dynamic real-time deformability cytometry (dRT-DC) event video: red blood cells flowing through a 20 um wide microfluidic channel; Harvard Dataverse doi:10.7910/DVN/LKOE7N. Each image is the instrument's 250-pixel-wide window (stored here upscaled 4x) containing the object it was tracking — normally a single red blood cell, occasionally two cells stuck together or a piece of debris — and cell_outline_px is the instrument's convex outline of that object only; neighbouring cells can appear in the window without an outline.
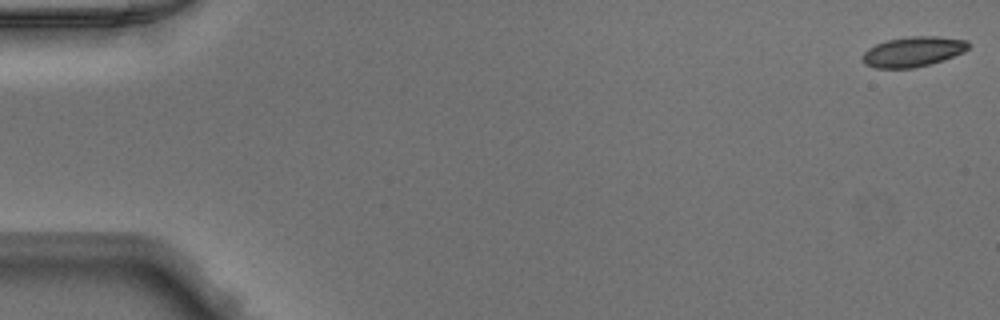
{"species": "Egyptian fruit bat (a non-hibernating species)", "species_latin": "Rousettus aegyptiacus", "temperature_condition": "warm", "stored_images_in_passage": 49, "camera_frame_rate_fps": 3000, "um_per_image_px": 0.085, "animal": {"sex": "male"}, "frame": {"image": 1, "passage_image": 1, "time_ms": 0.0, "image_size_px": [1000, 320], "cell_outline_px": [[972, 44], [964, 52], [944, 60], [932, 64], [912, 68], [876, 68], [864, 64], [860, 60], [860, 56], [868, 48], [876, 44], [888, 40], [908, 36], [940, 36], [968, 40]], "centroid_in_image_um": [77.62, 4.39], "position_along_channel_um": 7.4, "area_um2": 18.96}}
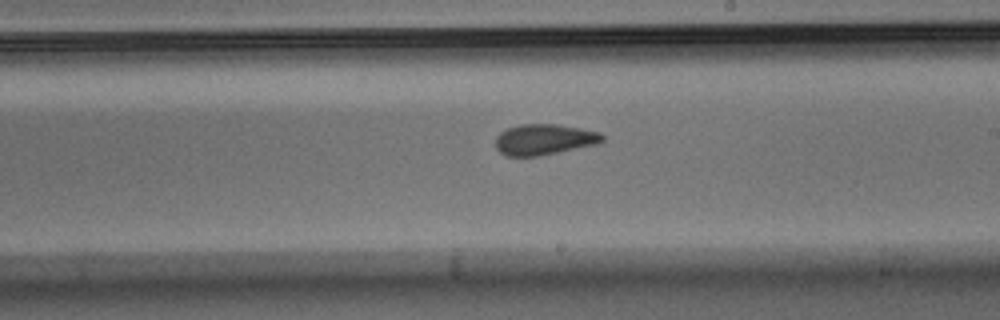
{"frame": {"image": 2, "passage_image": 29, "time_ms": 9.333, "image_size_px": [1000, 320], "cell_outline_px": [[604, 140], [596, 144], [536, 156], [508, 156], [500, 152], [496, 148], [496, 136], [500, 132], [508, 128], [520, 124], [556, 124], [580, 128], [600, 132], [604, 136]], "centroid_in_image_um": [46.24, 11.84], "position_along_channel_um": 242.8, "area_um2": 18.96}}
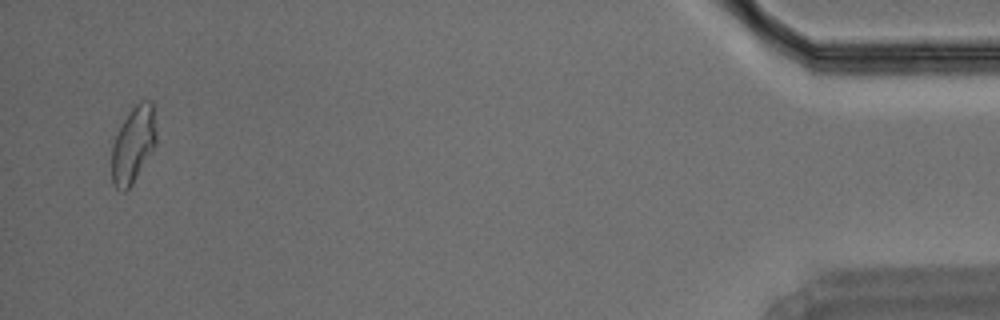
{"frame": {"image": 3, "passage_image": 48, "time_ms": 15.667, "image_size_px": [1000, 320], "cell_outline_px": [[156, 144], [132, 184], [124, 192], [120, 192], [112, 184], [112, 144], [128, 112], [140, 100], [152, 100], [156, 132]], "centroid_in_image_um": [11.32, 12.29], "position_along_channel_um": 423.9, "area_um2": 19.71}}